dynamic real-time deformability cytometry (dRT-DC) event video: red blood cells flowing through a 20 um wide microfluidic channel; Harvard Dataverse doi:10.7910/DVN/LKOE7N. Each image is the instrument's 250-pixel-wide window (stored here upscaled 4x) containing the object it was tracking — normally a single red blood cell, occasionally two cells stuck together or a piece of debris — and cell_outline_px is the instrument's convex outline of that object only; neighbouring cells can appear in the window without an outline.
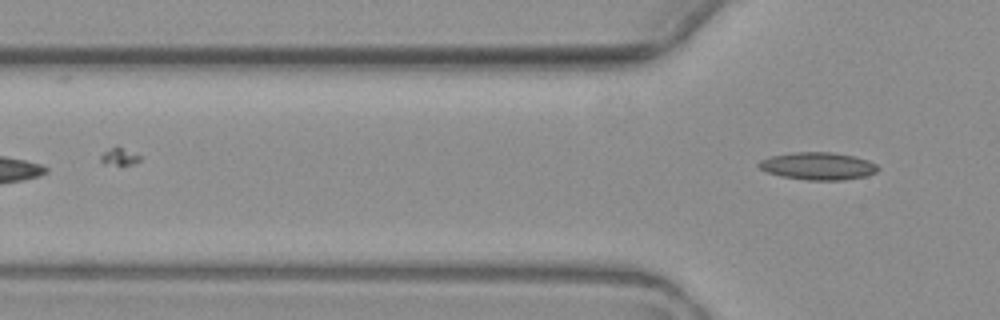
{"species": "common noctule bat (a hibernating species)", "species_latin": "Nyctalus noctula", "temperature_condition": "warm", "stored_images_in_passage": 4, "camera_frame_rate_fps": 3000, "um_per_image_px": 0.085, "animal": {"sex": "female", "body_mass_g": 19.3, "forearm_length_mm": 54.1}, "frame": {"image": 1, "passage_image": 4, "time_ms": 3.667, "image_size_px": [1000, 320], "cell_outline_px": [[880, 168], [876, 172], [864, 176], [844, 180], [808, 180], [784, 176], [768, 172], [760, 168], [756, 164], [760, 160], [772, 156], [792, 152], [832, 152], [856, 156], [868, 160], [876, 164]], "centroid_in_image_um": [69.55, 14.1], "position_along_channel_um": 56.2, "area_um2": 19.02}}